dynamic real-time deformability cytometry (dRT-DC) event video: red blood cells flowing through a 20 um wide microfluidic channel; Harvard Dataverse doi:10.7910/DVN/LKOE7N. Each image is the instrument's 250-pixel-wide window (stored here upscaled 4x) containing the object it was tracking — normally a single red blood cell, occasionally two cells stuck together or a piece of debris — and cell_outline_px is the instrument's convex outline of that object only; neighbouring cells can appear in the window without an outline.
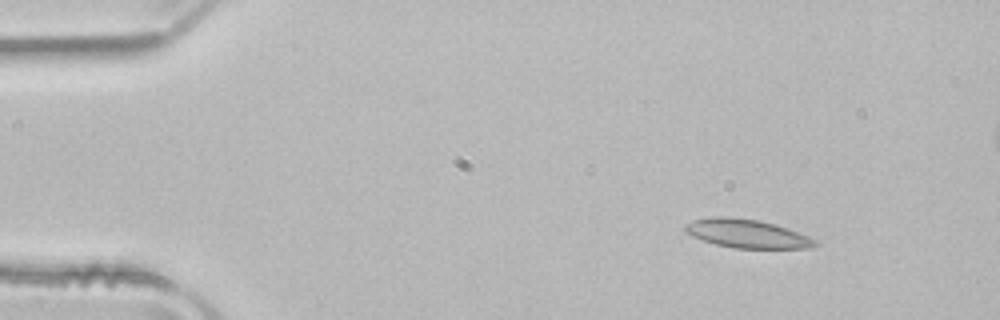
{"species": "common noctule bat (a hibernating species)", "species_latin": "Nyctalus noctula", "temperature_condition": "room temperature", "stored_images_in_passage": 47, "camera_frame_rate_fps": 3000, "um_per_image_px": 0.085, "animal": {"sex": "male", "body_mass_g": 21.5, "forearm_length_mm": 52.0}, "frame": {"image": 1, "passage_image": 1, "time_ms": 0.0, "image_size_px": [1000, 320], "cell_outline_px": [[820, 244], [808, 248], [732, 248], [716, 244], [692, 236], [684, 232], [684, 224], [692, 220], [712, 216], [732, 216], [760, 220], [776, 224], [788, 228], [808, 236], [816, 240]], "centroid_in_image_um": [63.47, 19.84], "position_along_channel_um": 21.5, "area_um2": 21.91}}
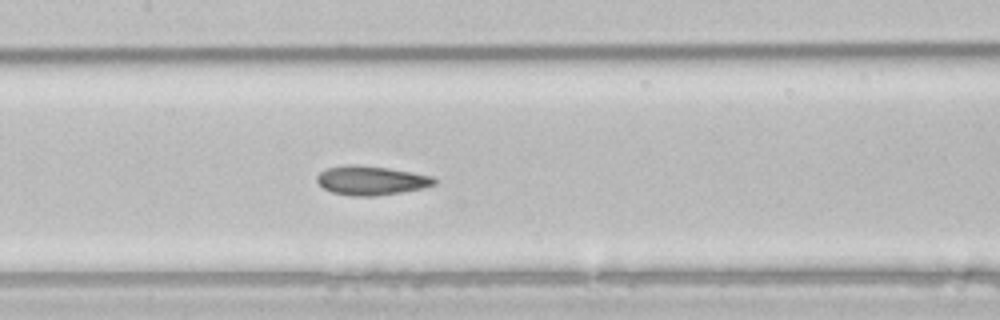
{"frame": {"image": 2, "passage_image": 19, "time_ms": 6.0, "image_size_px": [1000, 320], "cell_outline_px": [[436, 184], [424, 188], [376, 196], [352, 196], [332, 192], [324, 188], [316, 180], [316, 176], [320, 172], [328, 168], [348, 164], [356, 164], [388, 168], [412, 172], [432, 176], [436, 180]], "centroid_in_image_um": [31.55, 15.33], "position_along_channel_um": 175.8, "area_um2": 19.88}}
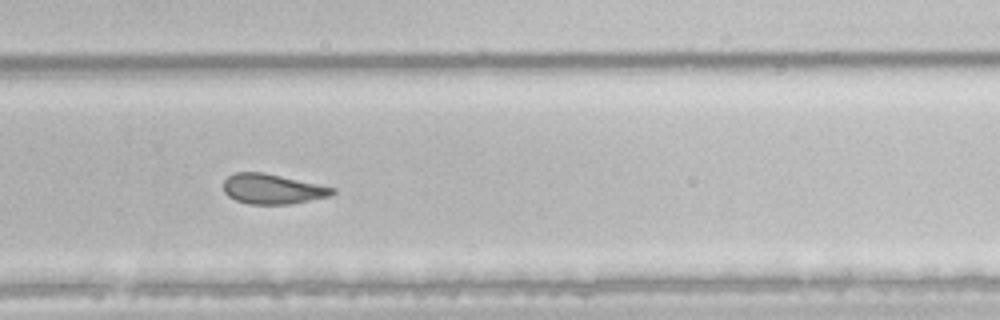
{"frame": {"image": 3, "passage_image": 29, "time_ms": 9.333, "image_size_px": [1000, 320], "cell_outline_px": [[336, 192], [328, 196], [288, 204], [248, 204], [236, 200], [228, 196], [224, 192], [224, 180], [228, 176], [236, 172], [264, 172], [336, 188]], "centroid_in_image_um": [23.13, 16.05], "position_along_channel_um": 306.7, "area_um2": 18.9}, "authors_computed_cell_mechanics": {"area_um2": 20.808, "velocity_mm_per_s": 3.9463, "shape_relaxation_time_tau1_ms": 6.7129, "shape_relaxation_time_tau2_ms": 2.4764, "deformation_change_tau1": 0.1424, "deformation_change_tau2": 0.073}}